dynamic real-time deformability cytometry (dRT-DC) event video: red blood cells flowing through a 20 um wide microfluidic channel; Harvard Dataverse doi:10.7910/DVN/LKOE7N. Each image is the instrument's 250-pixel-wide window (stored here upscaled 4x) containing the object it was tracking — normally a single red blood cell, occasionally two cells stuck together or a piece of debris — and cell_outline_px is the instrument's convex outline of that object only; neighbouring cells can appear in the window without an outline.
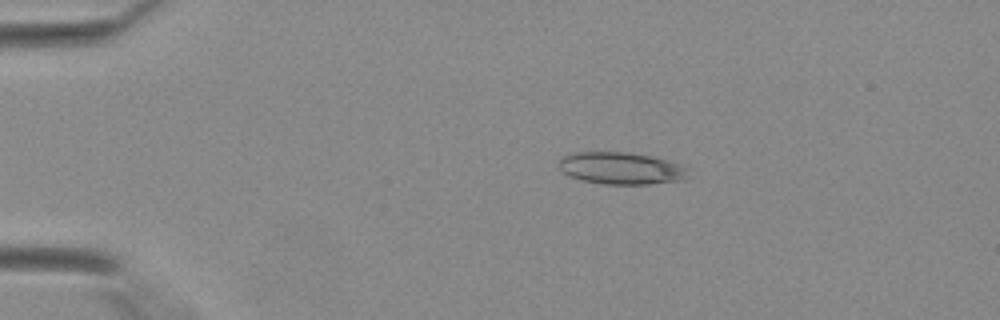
{"species": "Egyptian fruit bat (a non-hibernating species)", "species_latin": "Rousettus aegyptiacus", "temperature_condition": "warm", "stored_images_in_passage": 34, "camera_frame_rate_fps": 3000, "um_per_image_px": 0.085, "animal": {"sex": "female"}, "frame": {"image": 1, "passage_image": 1, "time_ms": 0.0, "image_size_px": [1000, 320], "cell_outline_px": [[688, 168], [680, 180], [648, 184], [604, 184], [580, 180], [568, 176], [560, 168], [560, 160], [564, 156], [576, 152], [624, 152], [648, 156], [680, 164]], "centroid_in_image_um": [52.72, 14.31], "position_along_channel_um": 32.3, "area_um2": 23.64}}
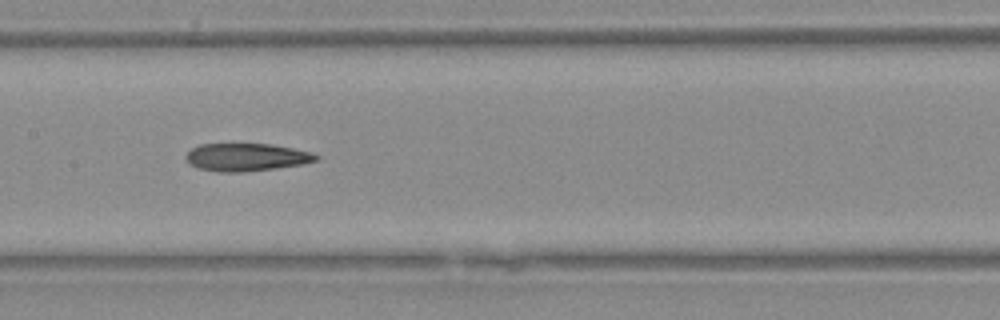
{"frame": {"image": 2, "passage_image": 14, "time_ms": 4.333, "image_size_px": [1000, 320], "cell_outline_px": [[320, 156], [316, 160], [300, 164], [276, 168], [240, 172], [220, 172], [200, 168], [188, 164], [184, 156], [192, 148], [200, 144], [272, 144], [312, 152]], "centroid_in_image_um": [20.91, 13.35], "position_along_channel_um": 186.5, "area_um2": 20.92}}
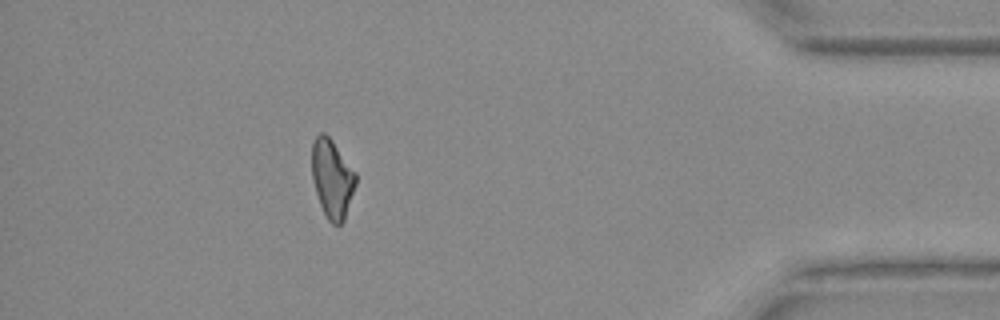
{"frame": {"image": 3, "passage_image": 30, "time_ms": 9.667, "image_size_px": [1000, 320], "cell_outline_px": [[356, 184], [344, 220], [340, 224], [332, 224], [328, 220], [320, 204], [316, 192], [312, 176], [312, 144], [316, 136], [320, 132], [324, 132], [332, 140], [356, 172]], "centroid_in_image_um": [28.23, 15.16], "position_along_channel_um": 407.0, "area_um2": 19.94}}